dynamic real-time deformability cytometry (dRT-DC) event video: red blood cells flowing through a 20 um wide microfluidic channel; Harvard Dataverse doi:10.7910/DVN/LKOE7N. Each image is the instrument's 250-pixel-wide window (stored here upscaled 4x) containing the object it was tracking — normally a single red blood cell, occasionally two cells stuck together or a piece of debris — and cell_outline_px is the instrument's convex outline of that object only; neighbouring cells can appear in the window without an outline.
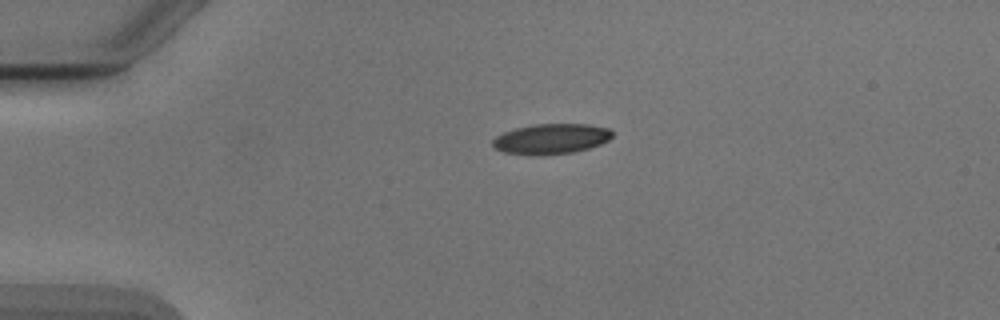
{"species": "Egyptian fruit bat (a non-hibernating species)", "species_latin": "Rousettus aegyptiacus", "temperature_condition": "cold", "stored_images_in_passage": 2, "camera_frame_rate_fps": 3000, "um_per_image_px": 0.085, "animal": {"sex": "male"}, "frame": {"image": 1, "passage_image": 1, "time_ms": 0.0, "image_size_px": [1000, 320], "cell_outline_px": [[612, 136], [608, 140], [600, 144], [588, 148], [572, 152], [544, 156], [528, 156], [504, 152], [496, 148], [492, 144], [492, 140], [496, 136], [504, 132], [516, 128], [536, 124], [588, 124], [608, 128], [612, 132]], "centroid_in_image_um": [46.82, 11.82], "position_along_channel_um": 38.2, "area_um2": 21.21}}
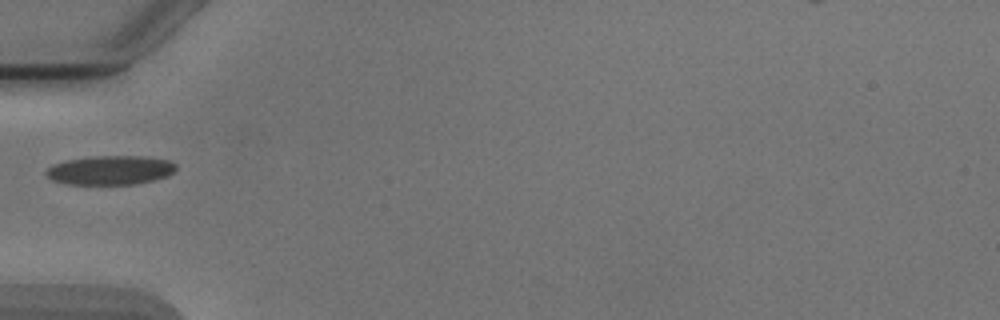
{"frame": {"image": 2, "passage_image": 2, "time_ms": 2.0, "image_size_px": [1000, 320], "cell_outline_px": [[176, 168], [172, 172], [164, 176], [152, 180], [136, 184], [68, 184], [52, 180], [44, 172], [52, 164], [68, 160], [92, 156], [144, 156], [168, 160], [176, 164]], "centroid_in_image_um": [9.35, 14.46], "position_along_channel_um": 75.7, "area_um2": 21.85}}